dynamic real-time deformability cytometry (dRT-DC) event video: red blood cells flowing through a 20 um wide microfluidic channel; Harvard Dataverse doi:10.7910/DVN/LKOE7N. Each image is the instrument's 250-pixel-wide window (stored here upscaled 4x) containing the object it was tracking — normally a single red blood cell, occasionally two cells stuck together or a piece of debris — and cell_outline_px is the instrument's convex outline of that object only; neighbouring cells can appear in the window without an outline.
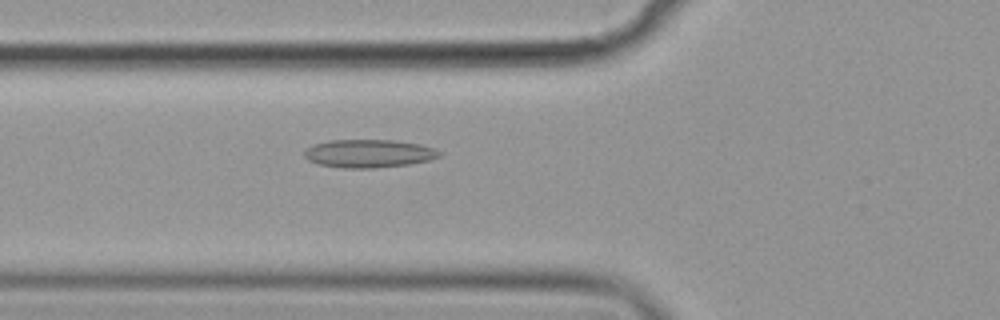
{"species": "common noctule bat (a hibernating species)", "species_latin": "Nyctalus noctula", "temperature_condition": "cold", "stored_images_in_passage": 56, "camera_frame_rate_fps": 3000, "um_per_image_px": 0.085, "animal": {"sex": "female", "body_mass_g": 19.9}, "frame": {"image": 1, "passage_image": 21, "time_ms": 6.667, "image_size_px": [1000, 320], "cell_outline_px": [[444, 152], [440, 156], [432, 160], [408, 164], [372, 168], [344, 168], [316, 164], [308, 160], [304, 156], [304, 152], [312, 144], [328, 140], [392, 140], [420, 144], [436, 148]], "centroid_in_image_um": [31.37, 13.04], "position_along_channel_um": 94.4, "area_um2": 22.37}}
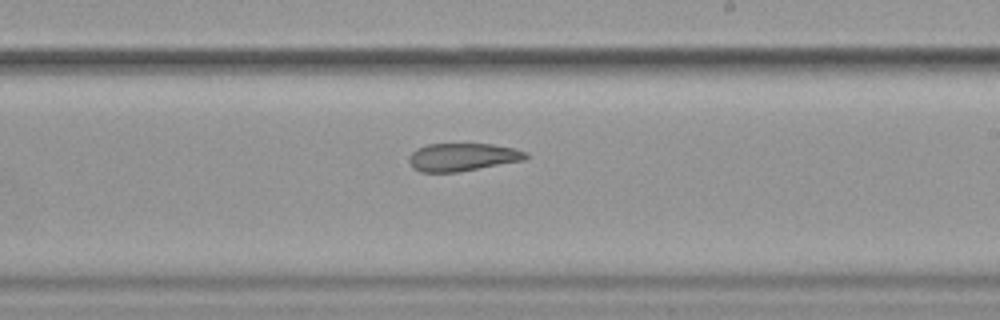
{"frame": {"image": 2, "passage_image": 34, "time_ms": 11.0, "image_size_px": [1000, 320], "cell_outline_px": [[528, 156], [524, 160], [456, 172], [420, 172], [412, 168], [408, 160], [408, 156], [416, 148], [428, 144], [492, 144], [512, 148], [528, 152]], "centroid_in_image_um": [39.26, 13.35], "position_along_channel_um": 249.7, "area_um2": 18.96}}
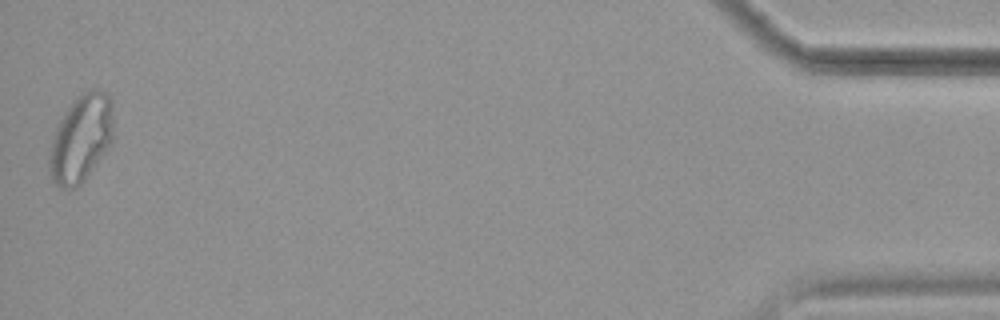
{"frame": {"image": 3, "passage_image": 56, "time_ms": 18.333, "image_size_px": [1000, 320], "cell_outline_px": [[112, 144], [84, 180], [80, 184], [72, 188], [60, 188], [52, 180], [48, 164], [48, 160], [52, 136], [64, 112], [76, 96], [92, 88], [100, 88], [112, 100]], "centroid_in_image_um": [6.88, 11.75], "position_along_channel_um": 428.3, "area_um2": 32.77}, "authors_computed_cell_mechanics": {"area_um2": 23.0622, "velocity_mm_per_s": 3.5855, "shape_relaxation_time_tau1_ms": null, "shape_relaxation_time_tau2_ms": 8.3651, "deformation_change_tau1": null, "deformation_change_tau2": 0.1582}}